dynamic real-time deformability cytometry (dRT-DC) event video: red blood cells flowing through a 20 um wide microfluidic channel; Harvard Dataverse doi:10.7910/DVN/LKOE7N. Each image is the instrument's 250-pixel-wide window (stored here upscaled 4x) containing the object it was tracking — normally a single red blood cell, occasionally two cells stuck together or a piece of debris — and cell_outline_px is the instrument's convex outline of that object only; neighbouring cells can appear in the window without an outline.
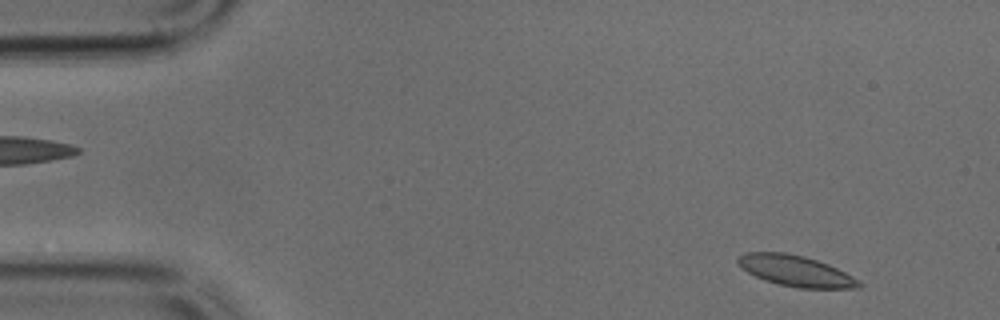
{"species": "common noctule bat (a hibernating species)", "species_latin": "Nyctalus noctula", "temperature_condition": "cold", "stored_images_in_passage": 47, "camera_frame_rate_fps": 3000, "um_per_image_px": 0.085, "animal": {"sex": "male", "body_mass_g": 17.9, "forearm_length_mm": 54.2}, "frame": {"image": 1, "passage_image": 3, "time_ms": 0.667, "image_size_px": [1000, 320], "cell_outline_px": [[864, 284], [860, 288], [800, 288], [780, 284], [764, 280], [740, 268], [736, 260], [744, 252], [784, 252], [804, 256], [828, 264], [860, 280]], "centroid_in_image_um": [67.64, 23.02], "position_along_channel_um": 17.4, "area_um2": 21.73}}
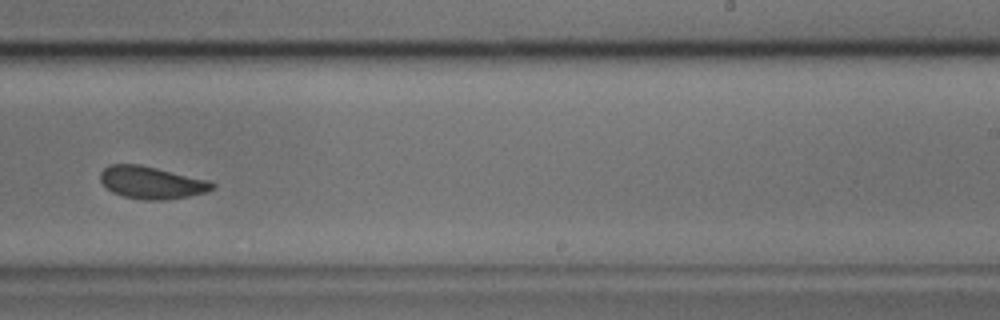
{"frame": {"image": 2, "passage_image": 29, "time_ms": 9.333, "image_size_px": [1000, 320], "cell_outline_px": [[216, 188], [208, 192], [188, 196], [164, 200], [148, 200], [124, 196], [112, 192], [100, 180], [100, 172], [108, 164], [140, 164], [208, 180], [216, 184]], "centroid_in_image_um": [12.9, 15.51], "position_along_channel_um": 276.1, "area_um2": 21.1}}
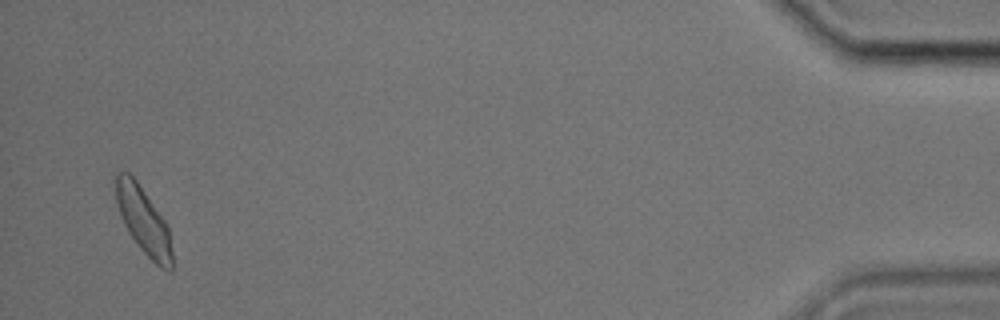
{"frame": {"image": 3, "passage_image": 46, "time_ms": 15.0, "image_size_px": [1000, 320], "cell_outline_px": [[172, 272], [160, 268], [140, 248], [128, 232], [124, 224], [116, 200], [112, 176], [112, 172], [128, 172], [136, 180], [164, 220], [168, 228], [172, 252]], "centroid_in_image_um": [12.15, 18.71], "position_along_channel_um": 423.0, "area_um2": 21.85}}